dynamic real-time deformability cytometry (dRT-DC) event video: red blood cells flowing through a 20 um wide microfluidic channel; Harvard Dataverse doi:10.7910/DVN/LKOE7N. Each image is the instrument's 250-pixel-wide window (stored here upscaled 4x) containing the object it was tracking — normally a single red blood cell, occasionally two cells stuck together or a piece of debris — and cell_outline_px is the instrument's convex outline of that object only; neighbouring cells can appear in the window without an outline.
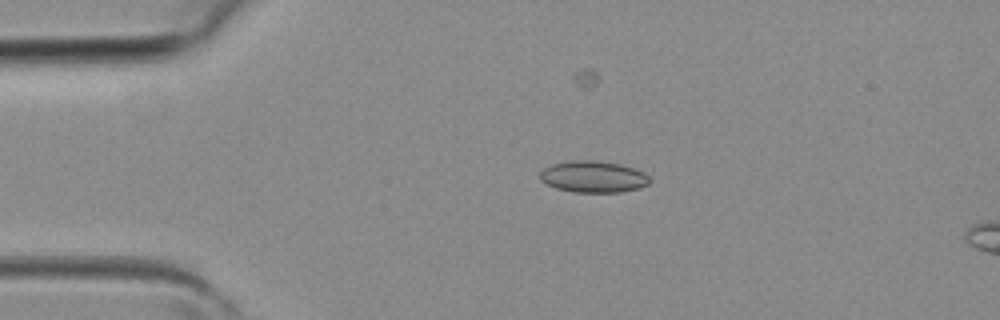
{"species": "common noctule bat (a hibernating species)", "species_latin": "Nyctalus noctula", "temperature_condition": "room temperature", "stored_images_in_passage": 4, "camera_frame_rate_fps": 3000, "um_per_image_px": 0.085, "animal": {"sex": "female", "body_mass_g": 19.3, "forearm_length_mm": 54.1}, "frame": {"image": 1, "passage_image": 2, "time_ms": 0.333, "image_size_px": [1000, 320], "cell_outline_px": [[652, 180], [648, 184], [640, 188], [620, 192], [572, 192], [556, 188], [540, 180], [540, 172], [544, 168], [552, 164], [568, 160], [592, 160], [620, 164], [636, 168], [644, 172]], "centroid_in_image_um": [50.45, 15.02], "position_along_channel_um": 34.6, "area_um2": 20.35}}